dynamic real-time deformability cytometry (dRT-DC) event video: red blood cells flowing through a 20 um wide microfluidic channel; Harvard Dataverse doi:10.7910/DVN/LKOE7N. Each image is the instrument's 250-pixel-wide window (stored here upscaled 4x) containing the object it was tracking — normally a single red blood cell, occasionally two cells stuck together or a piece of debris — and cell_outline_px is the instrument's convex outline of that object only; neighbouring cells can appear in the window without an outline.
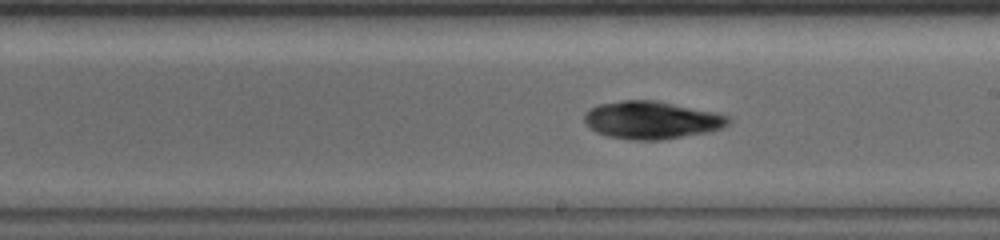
{"species": "common noctule bat (a hibernating species)", "species_latin": "Nyctalus noctula", "temperature_condition": "warm", "stored_images_in_passage": 15, "segment_of_instrument_passage": [2, 2], "camera_frame_rate_fps": 5000, "um_per_image_px": 0.085, "animal": {"sex": "female", "body_mass_g": 19.0, "forearm_length_mm": 56.7}, "frame": {"image": 1, "passage_image": 15, "time_ms": 2.8, "image_size_px": [1000, 240], "cell_outline_px": [[732, 120], [728, 124], [720, 128], [708, 132], [660, 140], [632, 140], [608, 136], [596, 132], [584, 120], [584, 116], [592, 108], [600, 104], [620, 100], [656, 100], [716, 112], [728, 116]], "centroid_in_image_um": [55.42, 10.2], "position_along_channel_um": 233.6, "area_um2": 31.44}}